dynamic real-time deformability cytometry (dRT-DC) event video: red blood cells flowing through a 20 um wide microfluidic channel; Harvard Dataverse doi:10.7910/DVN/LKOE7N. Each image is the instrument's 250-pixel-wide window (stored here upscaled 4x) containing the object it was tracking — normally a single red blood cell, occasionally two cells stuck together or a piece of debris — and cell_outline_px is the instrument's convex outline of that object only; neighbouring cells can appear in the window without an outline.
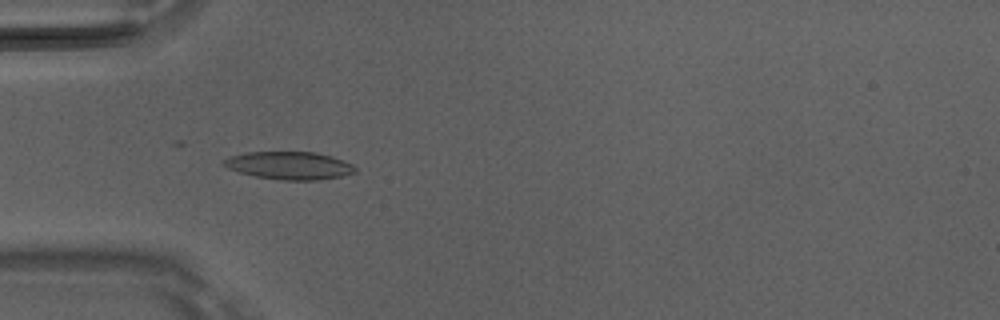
{"species": "Egyptian fruit bat (a non-hibernating species)", "species_latin": "Rousettus aegyptiacus", "temperature_condition": "room temperature", "stored_images_in_passage": 5, "camera_frame_rate_fps": 3000, "um_per_image_px": 0.085, "animal": {"sex": "male"}, "frame": {"image": 1, "passage_image": 3, "time_ms": 0.667, "image_size_px": [1000, 320], "cell_outline_px": [[356, 172], [344, 176], [320, 180], [284, 180], [256, 176], [240, 172], [228, 168], [220, 164], [228, 156], [248, 152], [316, 152], [332, 156], [352, 164], [356, 168]], "centroid_in_image_um": [24.61, 14.07], "position_along_channel_um": 60.4, "area_um2": 21.33}}